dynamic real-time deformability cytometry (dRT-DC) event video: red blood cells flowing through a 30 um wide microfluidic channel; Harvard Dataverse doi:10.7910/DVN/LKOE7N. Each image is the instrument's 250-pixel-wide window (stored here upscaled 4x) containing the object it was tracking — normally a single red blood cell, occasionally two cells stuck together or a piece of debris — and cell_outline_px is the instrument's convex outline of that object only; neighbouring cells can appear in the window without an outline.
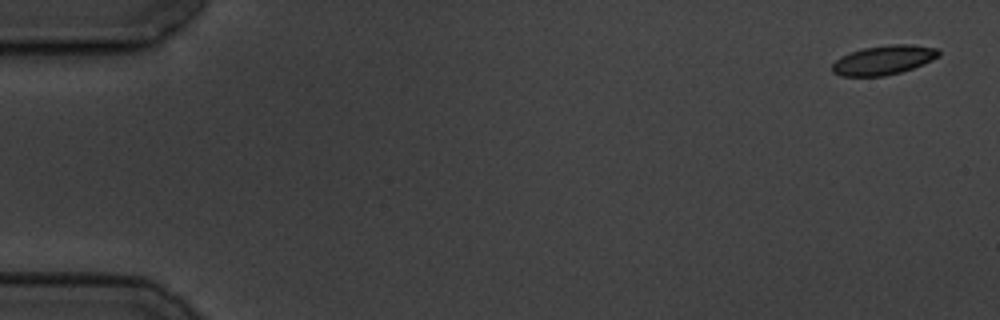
{"species": "common noctule bat (a hibernating species)", "species_latin": "Nyctalus noctula", "temperature_condition": "cold", "stored_images_in_passage": 5, "camera_frame_rate_fps": 3000, "um_per_image_px": 0.085, "animal": {"sex": "male", "body_mass_g": 19.5, "forearm_length_mm": 54.6}, "frame": {"image": 1, "passage_image": 1, "time_ms": 0.0, "image_size_px": [1000, 320], "cell_outline_px": [[940, 56], [932, 60], [912, 68], [900, 72], [884, 76], [840, 76], [832, 72], [832, 64], [840, 56], [864, 48], [888, 44], [908, 44], [936, 48], [940, 52]], "centroid_in_image_um": [75.09, 5.1], "position_along_channel_um": 9.9, "area_um2": 18.09}}
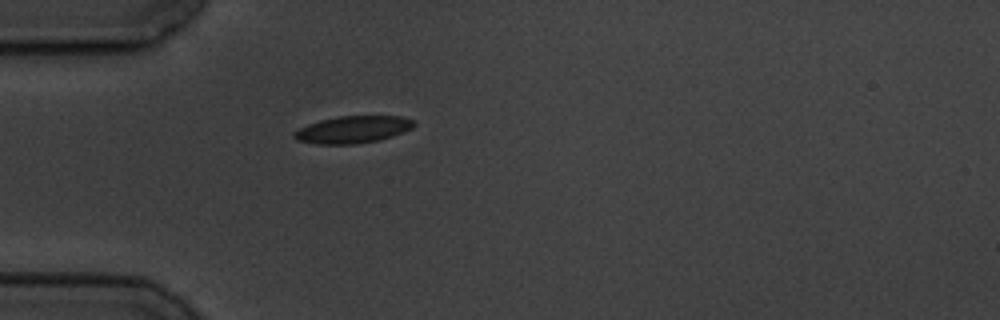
{"frame": {"image": 2, "passage_image": 5, "time_ms": 5.0, "image_size_px": [1000, 320], "cell_outline_px": [[416, 124], [412, 128], [392, 136], [380, 140], [356, 144], [316, 144], [296, 140], [292, 136], [292, 132], [308, 124], [320, 120], [340, 116], [400, 116], [412, 120]], "centroid_in_image_um": [29.96, 11.02], "position_along_channel_um": 55.0, "area_um2": 18.96}}